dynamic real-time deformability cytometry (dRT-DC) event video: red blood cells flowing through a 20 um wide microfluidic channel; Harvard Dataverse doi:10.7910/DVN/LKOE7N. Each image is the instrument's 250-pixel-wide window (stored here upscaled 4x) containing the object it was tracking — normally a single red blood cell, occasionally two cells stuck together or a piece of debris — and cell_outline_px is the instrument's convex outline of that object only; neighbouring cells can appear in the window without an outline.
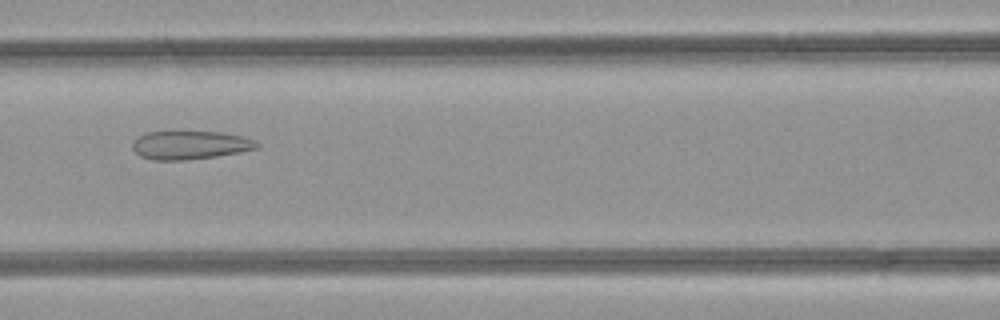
{"species": "common noctule bat (a hibernating species)", "species_latin": "Nyctalus noctula", "temperature_condition": "room temperature", "stored_images_in_passage": 28, "camera_frame_rate_fps": 3000, "um_per_image_px": 0.085, "animal": {"sex": "female", "body_mass_g": 21.9}, "frame": {"image": 1, "passage_image": 8, "time_ms": 2.333, "image_size_px": [1000, 320], "cell_outline_px": [[260, 148], [216, 156], [184, 160], [152, 160], [140, 156], [132, 148], [132, 144], [140, 136], [148, 132], [220, 132], [240, 136], [256, 140], [260, 144]], "centroid_in_image_um": [16.18, 12.34], "position_along_channel_um": 150.4, "area_um2": 20.4}}
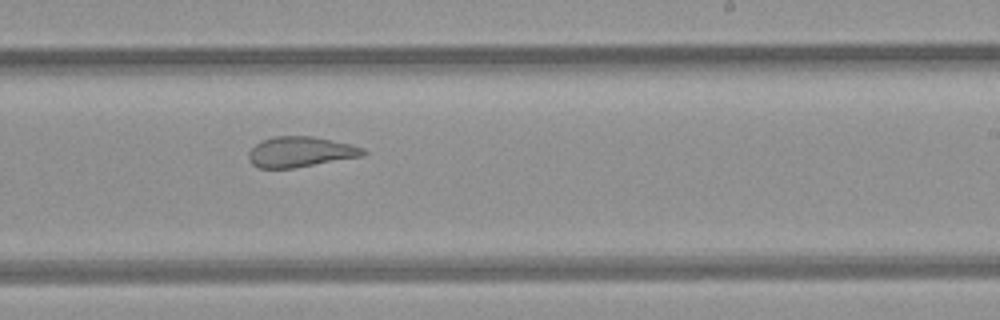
{"frame": {"image": 2, "passage_image": 16, "time_ms": 5.0, "image_size_px": [1000, 320], "cell_outline_px": [[368, 152], [364, 156], [292, 168], [256, 168], [248, 160], [248, 152], [260, 140], [276, 136], [312, 136], [352, 144], [364, 148]], "centroid_in_image_um": [25.54, 12.91], "position_along_channel_um": 263.5, "area_um2": 20.46}}
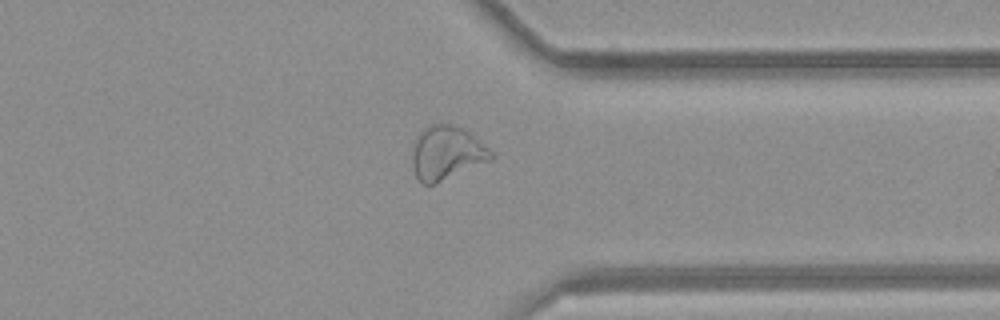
{"frame": {"image": 3, "passage_image": 24, "time_ms": 7.667, "image_size_px": [1000, 320], "cell_outline_px": [[496, 156], [492, 160], [436, 184], [420, 184], [416, 176], [412, 164], [412, 152], [416, 136], [424, 128], [432, 124], [452, 124], [464, 128], [488, 148]], "centroid_in_image_um": [37.96, 13.02], "position_along_channel_um": 373.4, "area_um2": 24.91}, "authors_computed_cell_mechanics": {"area_um2": 21.6172, "velocity_mm_per_s": 4.2577, "shape_relaxation_time_tau1_ms": null, "shape_relaxation_time_tau2_ms": 1.504, "deformation_change_tau1": null, "deformation_change_tau2": 0.092}}